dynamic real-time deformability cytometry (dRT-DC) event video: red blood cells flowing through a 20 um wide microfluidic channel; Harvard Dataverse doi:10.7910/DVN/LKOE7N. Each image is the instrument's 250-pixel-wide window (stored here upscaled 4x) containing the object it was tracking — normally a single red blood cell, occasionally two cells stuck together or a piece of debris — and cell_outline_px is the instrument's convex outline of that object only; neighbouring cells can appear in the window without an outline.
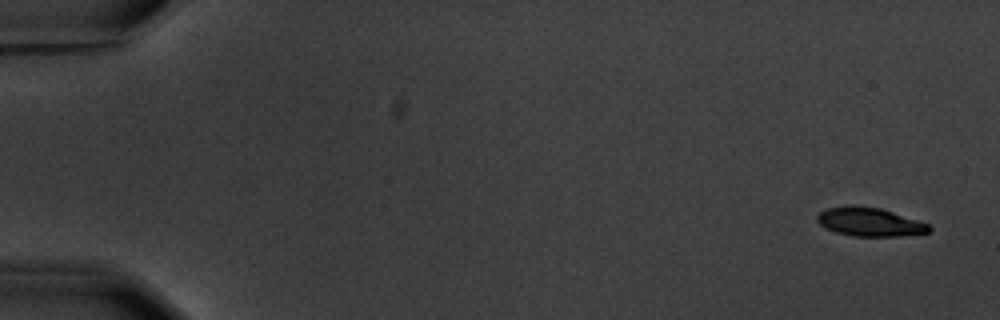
{"species": "common noctule bat (a hibernating species)", "species_latin": "Nyctalus noctula", "temperature_condition": "warm", "stored_images_in_passage": 8, "camera_frame_rate_fps": 3000, "um_per_image_px": 0.085, "animal": {"sex": "male", "body_mass_g": 20.1, "forearm_length_mm": 53.5}, "frame": {"image": 1, "passage_image": 1, "time_ms": 0.0, "image_size_px": [1000, 320], "cell_outline_px": [[932, 228], [928, 232], [896, 236], [852, 236], [836, 232], [824, 228], [816, 220], [816, 216], [820, 212], [828, 208], [880, 208], [928, 224]], "centroid_in_image_um": [73.91, 18.91], "position_along_channel_um": 11.1, "area_um2": 17.8}}
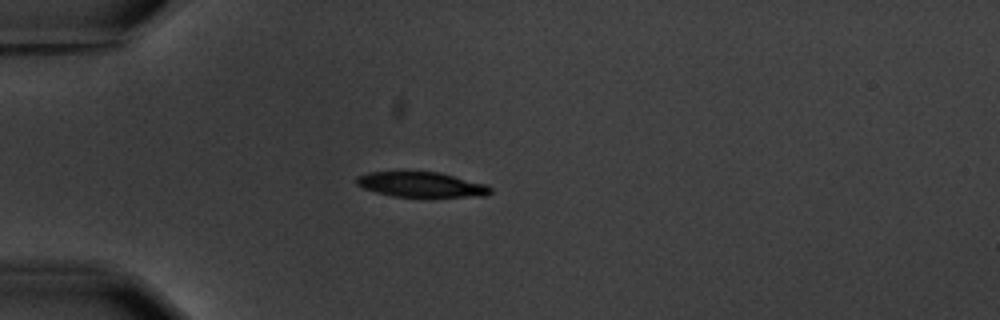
{"frame": {"image": 2, "passage_image": 5, "time_ms": 4.667, "image_size_px": [1000, 320], "cell_outline_px": [[492, 192], [484, 196], [392, 196], [376, 192], [364, 188], [356, 184], [356, 176], [368, 172], [440, 172], [488, 184], [492, 188]], "centroid_in_image_um": [35.83, 15.68], "position_along_channel_um": 49.2, "area_um2": 19.48}}
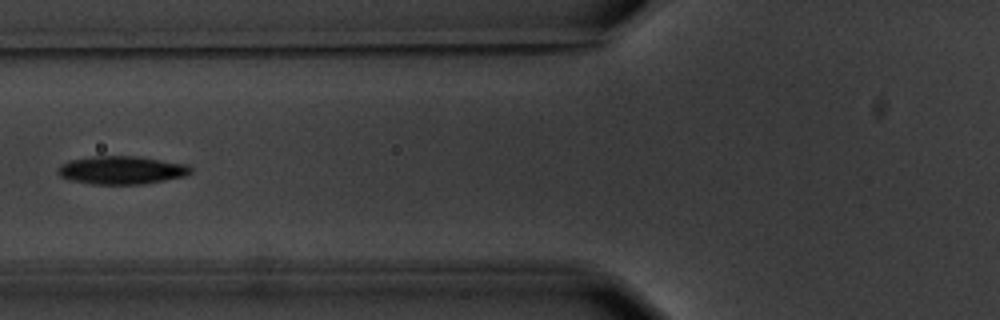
{"frame": {"image": 3, "passage_image": 7, "time_ms": 7.0, "image_size_px": [1000, 320], "cell_outline_px": [[192, 172], [184, 176], [164, 180], [140, 184], [92, 184], [72, 180], [60, 176], [60, 164], [68, 160], [92, 156], [140, 156], [188, 164], [192, 168]], "centroid_in_image_um": [10.37, 14.44], "position_along_channel_um": 115.4, "area_um2": 21.73}}